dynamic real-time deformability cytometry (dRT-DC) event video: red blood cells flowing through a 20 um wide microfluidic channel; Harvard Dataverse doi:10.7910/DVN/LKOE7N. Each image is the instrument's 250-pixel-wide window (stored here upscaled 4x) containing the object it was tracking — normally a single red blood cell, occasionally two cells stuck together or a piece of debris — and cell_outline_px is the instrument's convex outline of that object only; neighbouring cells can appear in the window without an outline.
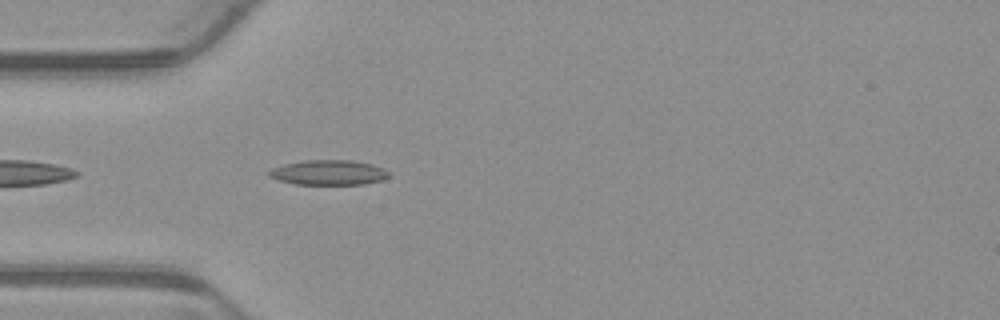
{"species": "common noctule bat (a hibernating species)", "species_latin": "Nyctalus noctula", "temperature_condition": "warm", "stored_images_in_passage": 1, "camera_frame_rate_fps": 3000, "um_per_image_px": 0.085, "animal": {"sex": "male", "body_mass_g": 23.1, "forearm_length_mm": 52.7}, "frame": {"image": 1, "passage_image": 1, "time_ms": 0.0, "image_size_px": [1000, 320], "cell_outline_px": [[392, 176], [384, 180], [364, 184], [296, 184], [280, 180], [268, 176], [268, 172], [272, 168], [284, 164], [304, 160], [352, 160], [372, 164], [384, 168]], "centroid_in_image_um": [27.98, 14.66], "position_along_channel_um": 57.0, "area_um2": 17.51}}